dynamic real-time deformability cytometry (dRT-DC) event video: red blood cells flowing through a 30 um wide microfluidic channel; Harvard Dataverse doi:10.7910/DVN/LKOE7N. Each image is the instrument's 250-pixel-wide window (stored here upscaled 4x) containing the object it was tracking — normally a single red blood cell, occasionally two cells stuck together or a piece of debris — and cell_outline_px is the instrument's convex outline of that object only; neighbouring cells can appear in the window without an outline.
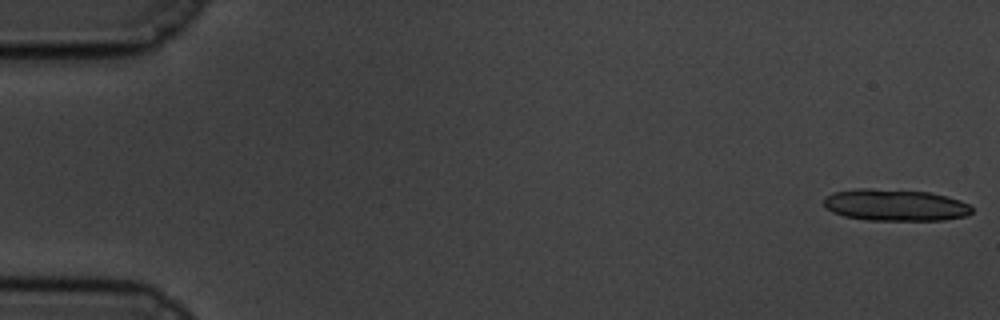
{"species": "common noctule bat (a hibernating species)", "species_latin": "Nyctalus noctula", "temperature_condition": "cold", "stored_images_in_passage": 61, "segment_of_instrument_passage": [1, 2], "camera_frame_rate_fps": 3000, "um_per_image_px": 0.085, "animal": {"sex": "male", "body_mass_g": 19.5, "forearm_length_mm": 54.6}, "frame": {"image": 1, "passage_image": 1, "time_ms": 0.0, "image_size_px": [1000, 320], "cell_outline_px": [[972, 212], [968, 216], [944, 220], [868, 220], [844, 216], [832, 212], [824, 208], [824, 200], [832, 192], [856, 188], [868, 188], [928, 192], [948, 196], [960, 200], [968, 204], [972, 208]], "centroid_in_image_um": [76.09, 17.43], "position_along_channel_um": 8.9, "area_um2": 27.51}}